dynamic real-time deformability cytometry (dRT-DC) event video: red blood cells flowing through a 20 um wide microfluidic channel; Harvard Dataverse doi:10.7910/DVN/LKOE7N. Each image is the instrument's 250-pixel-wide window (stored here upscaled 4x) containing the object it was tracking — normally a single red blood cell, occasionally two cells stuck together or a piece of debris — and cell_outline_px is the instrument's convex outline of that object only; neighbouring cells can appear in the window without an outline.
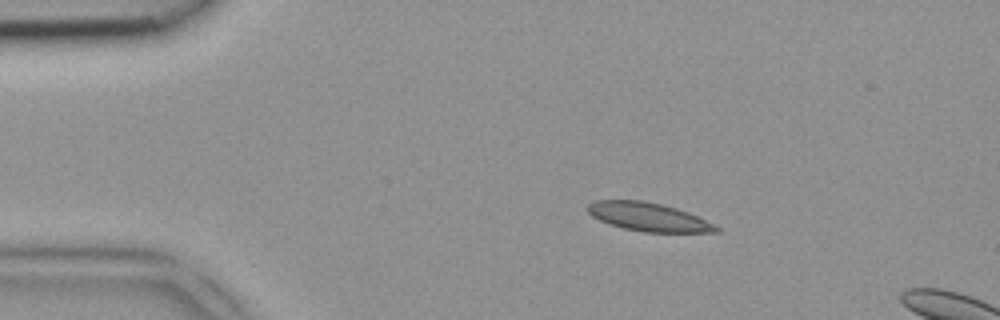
{"species": "common noctule bat (a hibernating species)", "species_latin": "Nyctalus noctula", "temperature_condition": "room temperature", "stored_images_in_passage": 3, "camera_frame_rate_fps": 3000, "um_per_image_px": 0.085, "animal": {"sex": "female", "body_mass_g": 18.4}, "frame": {"image": 1, "passage_image": 1, "time_ms": 0.0, "image_size_px": [1000, 320], "cell_outline_px": [[720, 232], [644, 232], [624, 228], [608, 224], [592, 216], [584, 208], [588, 204], [596, 200], [644, 200], [676, 208], [688, 212], [716, 224], [720, 228]], "centroid_in_image_um": [55.11, 18.43], "position_along_channel_um": 29.9, "area_um2": 21.44}}